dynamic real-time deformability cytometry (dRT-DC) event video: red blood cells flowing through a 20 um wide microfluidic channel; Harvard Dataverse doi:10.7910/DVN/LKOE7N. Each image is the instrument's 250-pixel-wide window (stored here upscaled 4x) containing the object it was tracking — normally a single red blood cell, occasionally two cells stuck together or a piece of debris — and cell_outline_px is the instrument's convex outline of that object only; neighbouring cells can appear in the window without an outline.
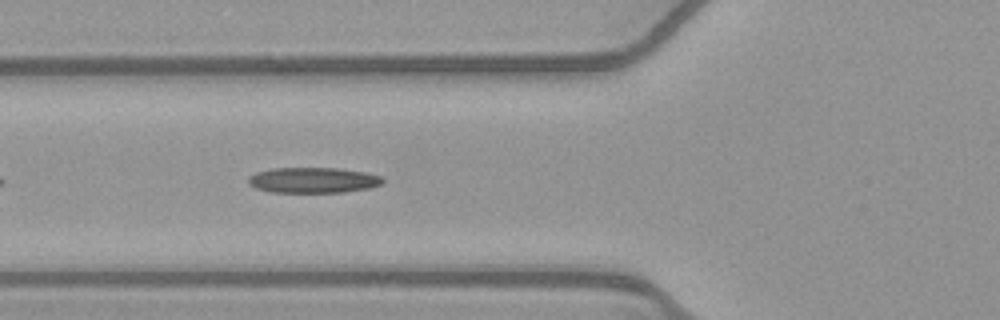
{"species": "common noctule bat (a hibernating species)", "species_latin": "Nyctalus noctula", "temperature_condition": "warm", "stored_images_in_passage": 18, "camera_frame_rate_fps": 3000, "um_per_image_px": 0.085, "animal": {"sex": "female", "body_mass_g": 21.9}, "frame": {"image": 1, "passage_image": 6, "time_ms": 1.667, "image_size_px": [1000, 320], "cell_outline_px": [[384, 180], [380, 184], [372, 188], [344, 192], [272, 192], [256, 188], [248, 184], [248, 176], [256, 172], [272, 168], [336, 168], [364, 172], [380, 176]], "centroid_in_image_um": [26.59, 15.31], "position_along_channel_um": 99.2, "area_um2": 20.0}}
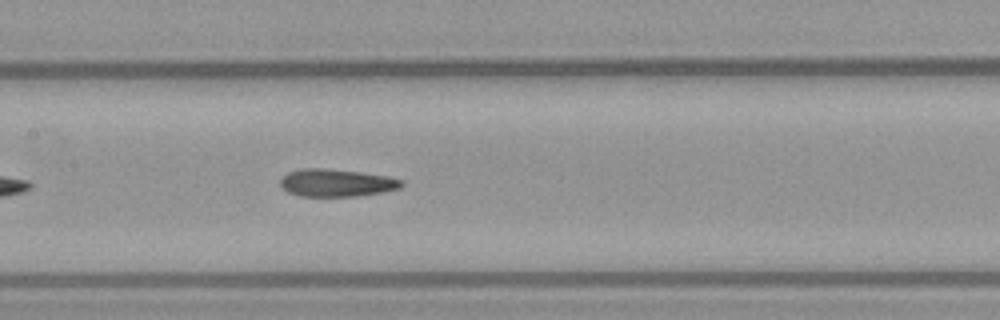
{"frame": {"image": 2, "passage_image": 12, "time_ms": 3.667, "image_size_px": [1000, 320], "cell_outline_px": [[404, 184], [400, 188], [384, 192], [360, 196], [300, 196], [288, 192], [280, 184], [280, 176], [288, 172], [300, 168], [324, 168], [360, 172], [388, 176], [404, 180]], "centroid_in_image_um": [28.61, 15.53], "position_along_channel_um": 178.8, "area_um2": 19.71}}
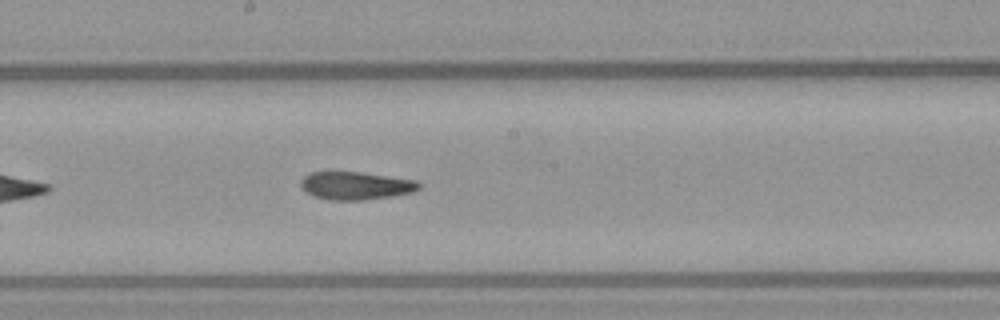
{"frame": {"image": 3, "passage_image": 15, "time_ms": 4.667, "image_size_px": [1000, 320], "cell_outline_px": [[420, 188], [412, 192], [392, 196], [360, 200], [328, 200], [316, 196], [300, 188], [300, 180], [304, 176], [312, 172], [360, 172], [416, 180], [420, 184]], "centroid_in_image_um": [30.22, 15.78], "position_along_channel_um": 218.0, "area_um2": 19.07}}